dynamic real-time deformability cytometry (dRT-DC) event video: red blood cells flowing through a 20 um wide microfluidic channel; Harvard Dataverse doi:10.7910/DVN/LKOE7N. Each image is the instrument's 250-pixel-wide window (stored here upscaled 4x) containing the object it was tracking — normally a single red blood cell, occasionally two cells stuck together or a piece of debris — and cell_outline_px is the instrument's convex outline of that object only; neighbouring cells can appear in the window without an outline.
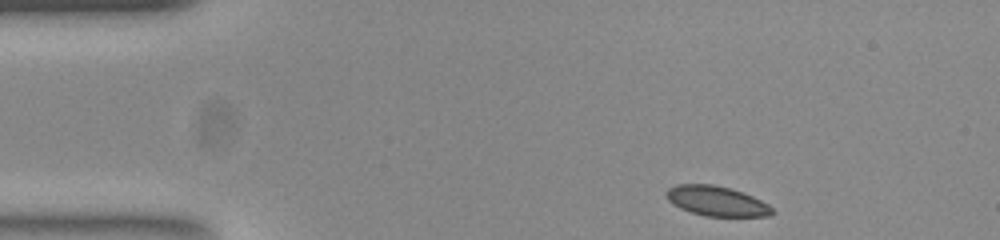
{"species": "common noctule bat (a hibernating species)", "species_latin": "Nyctalus noctula", "temperature_condition": "room temperature", "stored_images_in_passage": 46, "camera_frame_rate_fps": 3000, "um_per_image_px": 0.085, "animal": {"sex": "female", "body_mass_g": 23.0, "forearm_length_mm": 53.4}, "frame": {"image": 1, "passage_image": 1, "time_ms": 0.0, "image_size_px": [1000, 240], "cell_outline_px": [[776, 212], [768, 216], [704, 216], [680, 208], [672, 204], [668, 200], [664, 192], [668, 188], [676, 184], [712, 184], [728, 188], [752, 196], [768, 204]], "centroid_in_image_um": [60.87, 17.09], "position_along_channel_um": 24.1, "area_um2": 18.38}}
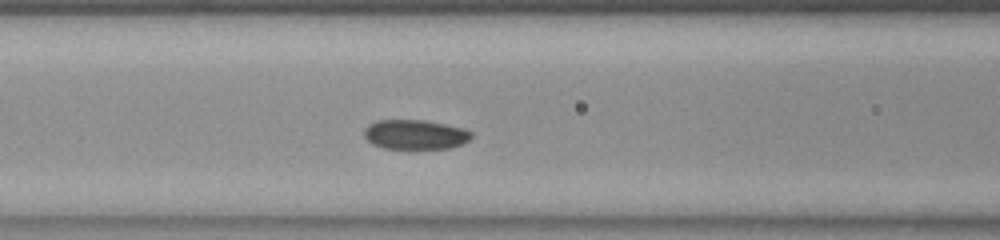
{"frame": {"image": 2, "passage_image": 15, "time_ms": 4.667, "image_size_px": [1000, 240], "cell_outline_px": [[472, 136], [468, 140], [452, 148], [408, 152], [384, 148], [372, 144], [364, 136], [364, 128], [368, 124], [376, 120], [424, 120], [464, 128], [472, 132]], "centroid_in_image_um": [35.26, 11.49], "position_along_channel_um": 131.3, "area_um2": 19.42}}
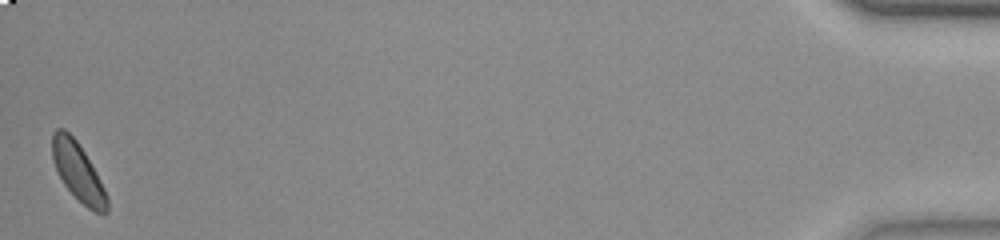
{"frame": {"image": 3, "passage_image": 46, "time_ms": 15.0, "image_size_px": [1000, 240], "cell_outline_px": [[108, 212], [104, 216], [88, 208], [64, 184], [52, 160], [52, 132], [56, 128], [64, 128], [76, 140], [84, 152], [96, 172], [108, 196]], "centroid_in_image_um": [6.64, 14.6], "position_along_channel_um": 428.6, "area_um2": 18.38}, "authors_computed_cell_mechanics": {"area_um2": 18.9006, "velocity_mm_per_s": 3.8366, "shape_relaxation_time_tau1_ms": 5.4294, "shape_relaxation_time_tau2_ms": null, "deformation_change_tau1": 0.118, "deformation_change_tau2": null}}